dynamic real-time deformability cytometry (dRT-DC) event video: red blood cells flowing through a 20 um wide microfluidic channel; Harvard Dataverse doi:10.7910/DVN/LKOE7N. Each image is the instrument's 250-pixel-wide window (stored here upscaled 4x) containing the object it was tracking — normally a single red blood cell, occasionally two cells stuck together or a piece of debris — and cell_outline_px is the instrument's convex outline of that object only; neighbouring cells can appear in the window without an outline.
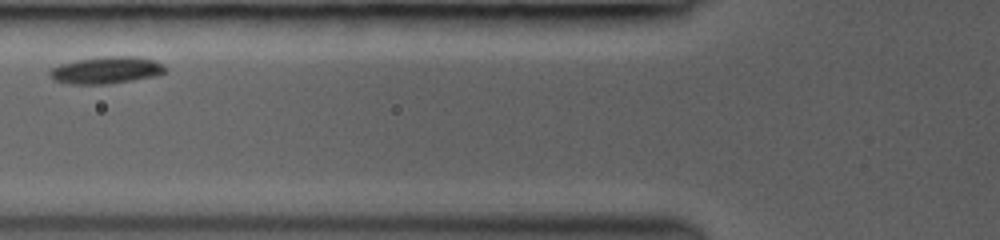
{"species": "common noctule bat (a hibernating species)", "species_latin": "Nyctalus noctula", "temperature_condition": "room temperature", "stored_images_in_passage": 8, "camera_frame_rate_fps": 3000, "um_per_image_px": 0.085, "animal": {"sex": "female", "body_mass_g": 19.0, "forearm_length_mm": 53.3}, "frame": {"image": 1, "passage_image": 3, "time_ms": 1.667, "image_size_px": [1000, 240], "cell_outline_px": [[168, 72], [156, 76], [108, 84], [68, 84], [52, 80], [48, 76], [48, 72], [52, 68], [60, 64], [76, 60], [100, 56], [140, 56], [156, 60], [168, 68]], "centroid_in_image_um": [9.06, 5.96], "position_along_channel_um": 116.7, "area_um2": 18.67}}
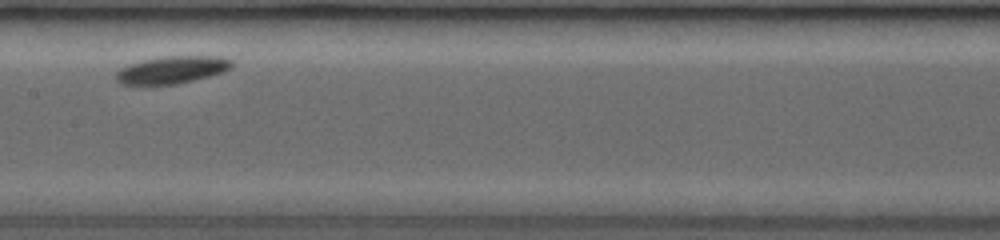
{"frame": {"image": 2, "passage_image": 5, "time_ms": 3.667, "image_size_px": [1000, 240], "cell_outline_px": [[232, 68], [224, 72], [176, 84], [120, 84], [116, 80], [116, 72], [120, 68], [128, 64], [140, 60], [164, 56], [220, 56], [232, 60]], "centroid_in_image_um": [14.61, 5.92], "position_along_channel_um": 192.8, "area_um2": 18.5}}
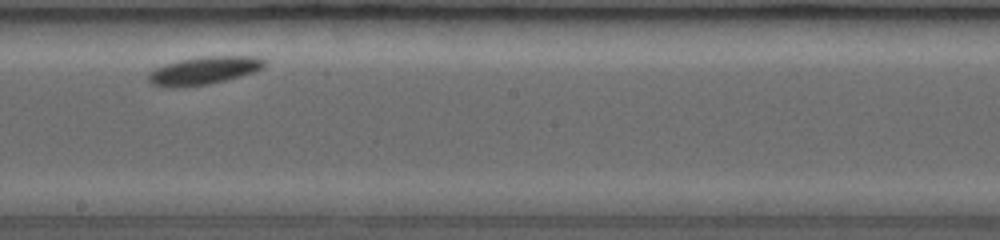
{"frame": {"image": 3, "passage_image": 6, "time_ms": 4.667, "image_size_px": [1000, 240], "cell_outline_px": [[268, 64], [264, 68], [256, 72], [208, 84], [184, 88], [160, 88], [152, 84], [148, 80], [148, 72], [156, 68], [180, 60], [200, 56], [256, 56], [268, 60]], "centroid_in_image_um": [17.36, 6.01], "position_along_channel_um": 230.8, "area_um2": 19.31}}